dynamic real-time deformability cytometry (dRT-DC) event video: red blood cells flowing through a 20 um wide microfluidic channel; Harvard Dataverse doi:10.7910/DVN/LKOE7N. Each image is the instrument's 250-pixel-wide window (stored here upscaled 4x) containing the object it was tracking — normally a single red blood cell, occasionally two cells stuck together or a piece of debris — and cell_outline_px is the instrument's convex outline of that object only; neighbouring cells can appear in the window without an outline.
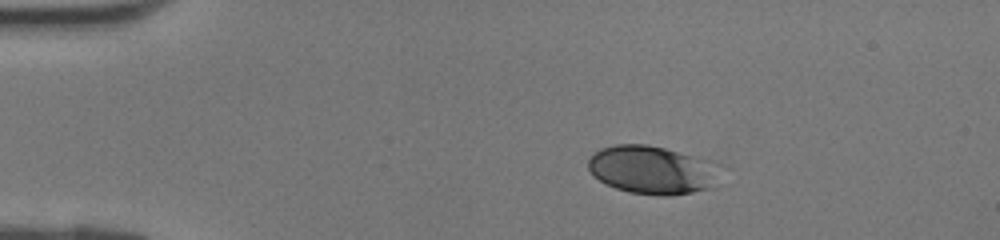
{"species": "human", "species_latin": "Homo sapiens", "temperature_condition": "room temperature", "stored_images_in_passage": 35, "camera_frame_rate_fps": 3000, "um_per_image_px": 0.085, "donor": {"sex": "female"}, "frame": {"image": 1, "passage_image": 1, "time_ms": 0.0, "image_size_px": [1000, 240], "cell_outline_px": [[728, 168], [712, 188], [692, 192], [668, 196], [660, 196], [628, 192], [604, 184], [592, 176], [588, 168], [588, 160], [600, 148], [616, 144], [648, 144], [716, 160], [724, 164]], "centroid_in_image_um": [55.58, 14.44], "position_along_channel_um": 29.4, "area_um2": 38.67}}
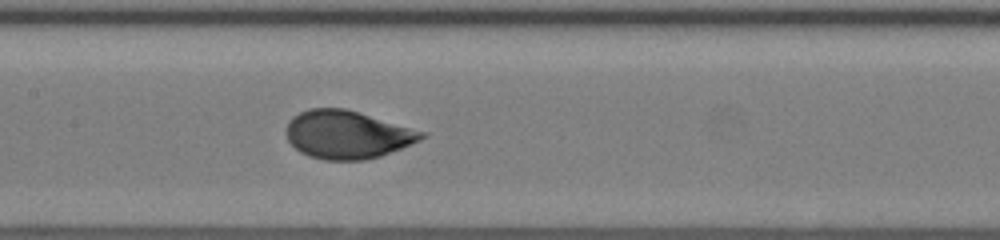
{"frame": {"image": 2, "passage_image": 14, "time_ms": 4.333, "image_size_px": [1000, 240], "cell_outline_px": [[428, 136], [412, 144], [380, 156], [364, 160], [324, 160], [308, 156], [300, 152], [288, 140], [284, 132], [288, 120], [292, 116], [308, 108], [344, 108], [428, 132]], "centroid_in_image_um": [29.51, 11.44], "position_along_channel_um": 177.9, "area_um2": 38.21}}
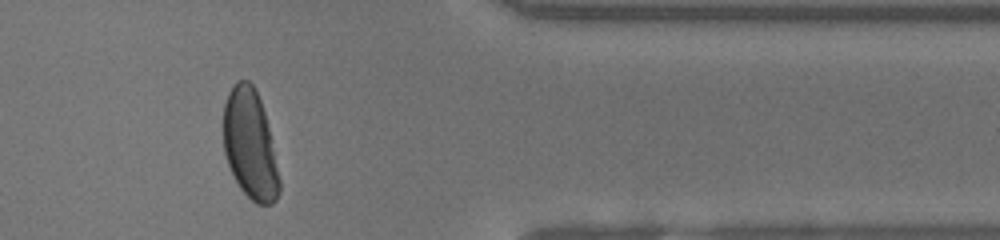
{"frame": {"image": 3, "passage_image": 28, "time_ms": 9.0, "image_size_px": [1000, 240], "cell_outline_px": [[280, 192], [276, 200], [272, 204], [256, 204], [240, 188], [228, 164], [224, 152], [224, 104], [228, 92], [236, 80], [248, 80], [256, 88], [264, 112], [268, 128], [280, 180]], "centroid_in_image_um": [21.25, 12.27], "position_along_channel_um": 390.2, "area_um2": 35.37}}